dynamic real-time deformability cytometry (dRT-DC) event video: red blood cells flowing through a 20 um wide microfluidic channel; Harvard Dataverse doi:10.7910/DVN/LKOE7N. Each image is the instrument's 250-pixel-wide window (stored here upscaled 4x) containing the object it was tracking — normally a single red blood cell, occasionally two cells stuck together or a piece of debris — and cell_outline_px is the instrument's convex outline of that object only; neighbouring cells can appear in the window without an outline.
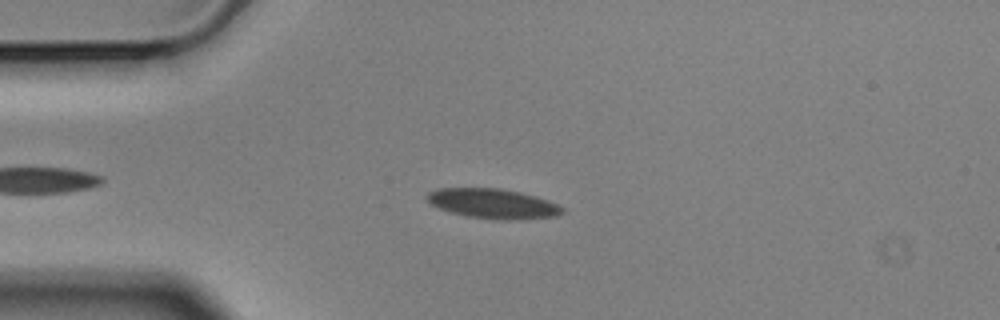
{"species": "Egyptian fruit bat (a non-hibernating species)", "species_latin": "Rousettus aegyptiacus", "temperature_condition": "cold", "stored_images_in_passage": 49, "camera_frame_rate_fps": 3000, "um_per_image_px": 0.085, "animal": {"sex": "male"}, "frame": {"image": 1, "passage_image": 10, "time_ms": 3.0, "image_size_px": [1000, 320], "cell_outline_px": [[564, 212], [556, 216], [520, 220], [496, 220], [468, 216], [452, 212], [440, 208], [432, 204], [424, 196], [428, 192], [440, 188], [500, 188], [520, 192], [536, 196], [548, 200], [564, 208]], "centroid_in_image_um": [41.93, 17.31], "position_along_channel_um": 43.1, "area_um2": 23.52}}
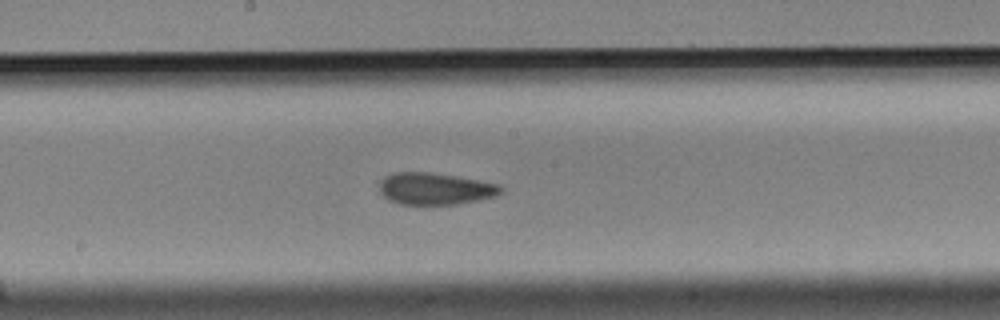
{"frame": {"image": 2, "passage_image": 26, "time_ms": 8.333, "image_size_px": [1000, 320], "cell_outline_px": [[504, 188], [496, 196], [456, 204], [400, 204], [388, 200], [380, 192], [380, 180], [384, 176], [392, 172], [428, 172], [456, 176], [500, 184]], "centroid_in_image_um": [36.96, 16.03], "position_along_channel_um": 211.2, "area_um2": 22.54}}
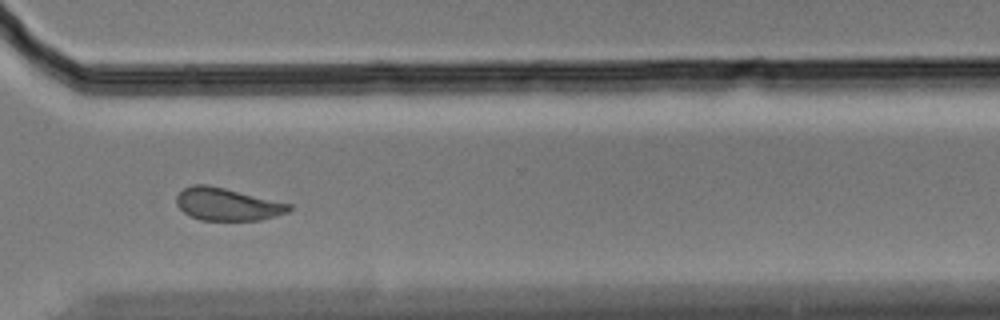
{"frame": {"image": 3, "passage_image": 38, "time_ms": 12.333, "image_size_px": [1000, 320], "cell_outline_px": [[292, 208], [288, 212], [260, 220], [200, 220], [184, 212], [176, 204], [176, 196], [184, 188], [192, 184], [208, 184], [292, 204]], "centroid_in_image_um": [19.31, 17.35], "position_along_channel_um": 351.3, "area_um2": 21.27}, "authors_computed_cell_mechanics": {"area_um2": 22.542, "velocity_mm_per_s": 3.5029, "shape_relaxation_time_tau1_ms": 7.4721, "shape_relaxation_time_tau2_ms": 3.2875, "deformation_change_tau1": 0.1397, "deformation_change_tau2": 0.0688}}